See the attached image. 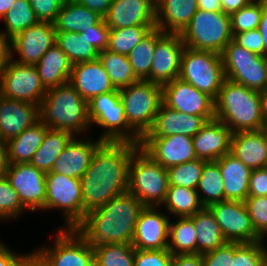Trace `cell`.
<instances>
[{
  "label": "cell",
  "instance_id": "cell-40",
  "mask_svg": "<svg viewBox=\"0 0 267 266\" xmlns=\"http://www.w3.org/2000/svg\"><path fill=\"white\" fill-rule=\"evenodd\" d=\"M157 42V28H153L127 55L138 80L150 77L151 63Z\"/></svg>",
  "mask_w": 267,
  "mask_h": 266
},
{
  "label": "cell",
  "instance_id": "cell-30",
  "mask_svg": "<svg viewBox=\"0 0 267 266\" xmlns=\"http://www.w3.org/2000/svg\"><path fill=\"white\" fill-rule=\"evenodd\" d=\"M35 66L46 90L69 82L72 63L56 43Z\"/></svg>",
  "mask_w": 267,
  "mask_h": 266
},
{
  "label": "cell",
  "instance_id": "cell-56",
  "mask_svg": "<svg viewBox=\"0 0 267 266\" xmlns=\"http://www.w3.org/2000/svg\"><path fill=\"white\" fill-rule=\"evenodd\" d=\"M4 243L0 245V266H17L25 256V254L18 255L16 252L12 251Z\"/></svg>",
  "mask_w": 267,
  "mask_h": 266
},
{
  "label": "cell",
  "instance_id": "cell-12",
  "mask_svg": "<svg viewBox=\"0 0 267 266\" xmlns=\"http://www.w3.org/2000/svg\"><path fill=\"white\" fill-rule=\"evenodd\" d=\"M57 231L54 246L36 250L49 266H95L93 246L75 228Z\"/></svg>",
  "mask_w": 267,
  "mask_h": 266
},
{
  "label": "cell",
  "instance_id": "cell-32",
  "mask_svg": "<svg viewBox=\"0 0 267 266\" xmlns=\"http://www.w3.org/2000/svg\"><path fill=\"white\" fill-rule=\"evenodd\" d=\"M48 129L49 127L39 120L17 137L8 140L6 142L8 164L30 163Z\"/></svg>",
  "mask_w": 267,
  "mask_h": 266
},
{
  "label": "cell",
  "instance_id": "cell-63",
  "mask_svg": "<svg viewBox=\"0 0 267 266\" xmlns=\"http://www.w3.org/2000/svg\"><path fill=\"white\" fill-rule=\"evenodd\" d=\"M26 266H49L45 260L34 250L26 254Z\"/></svg>",
  "mask_w": 267,
  "mask_h": 266
},
{
  "label": "cell",
  "instance_id": "cell-68",
  "mask_svg": "<svg viewBox=\"0 0 267 266\" xmlns=\"http://www.w3.org/2000/svg\"><path fill=\"white\" fill-rule=\"evenodd\" d=\"M0 140H3V139H2V134H1V131H0Z\"/></svg>",
  "mask_w": 267,
  "mask_h": 266
},
{
  "label": "cell",
  "instance_id": "cell-2",
  "mask_svg": "<svg viewBox=\"0 0 267 266\" xmlns=\"http://www.w3.org/2000/svg\"><path fill=\"white\" fill-rule=\"evenodd\" d=\"M145 205L129 191L86 213L75 230L93 247L132 244L135 227Z\"/></svg>",
  "mask_w": 267,
  "mask_h": 266
},
{
  "label": "cell",
  "instance_id": "cell-25",
  "mask_svg": "<svg viewBox=\"0 0 267 266\" xmlns=\"http://www.w3.org/2000/svg\"><path fill=\"white\" fill-rule=\"evenodd\" d=\"M207 121L204 116L187 115L161 103L152 128L143 137H166L173 134L193 137Z\"/></svg>",
  "mask_w": 267,
  "mask_h": 266
},
{
  "label": "cell",
  "instance_id": "cell-69",
  "mask_svg": "<svg viewBox=\"0 0 267 266\" xmlns=\"http://www.w3.org/2000/svg\"><path fill=\"white\" fill-rule=\"evenodd\" d=\"M266 142H267V129H266ZM266 167H267V164H266Z\"/></svg>",
  "mask_w": 267,
  "mask_h": 266
},
{
  "label": "cell",
  "instance_id": "cell-57",
  "mask_svg": "<svg viewBox=\"0 0 267 266\" xmlns=\"http://www.w3.org/2000/svg\"><path fill=\"white\" fill-rule=\"evenodd\" d=\"M83 6H86L93 12L99 14L103 18L109 11L113 0H75Z\"/></svg>",
  "mask_w": 267,
  "mask_h": 266
},
{
  "label": "cell",
  "instance_id": "cell-33",
  "mask_svg": "<svg viewBox=\"0 0 267 266\" xmlns=\"http://www.w3.org/2000/svg\"><path fill=\"white\" fill-rule=\"evenodd\" d=\"M189 218L193 221L196 229L197 254L203 255L214 251L227 242L215 216L208 207H204Z\"/></svg>",
  "mask_w": 267,
  "mask_h": 266
},
{
  "label": "cell",
  "instance_id": "cell-39",
  "mask_svg": "<svg viewBox=\"0 0 267 266\" xmlns=\"http://www.w3.org/2000/svg\"><path fill=\"white\" fill-rule=\"evenodd\" d=\"M56 44L72 64L96 60L100 54L80 33L56 32Z\"/></svg>",
  "mask_w": 267,
  "mask_h": 266
},
{
  "label": "cell",
  "instance_id": "cell-19",
  "mask_svg": "<svg viewBox=\"0 0 267 266\" xmlns=\"http://www.w3.org/2000/svg\"><path fill=\"white\" fill-rule=\"evenodd\" d=\"M54 43V23L39 21L11 39L12 53L19 55L12 60L24 65H36Z\"/></svg>",
  "mask_w": 267,
  "mask_h": 266
},
{
  "label": "cell",
  "instance_id": "cell-31",
  "mask_svg": "<svg viewBox=\"0 0 267 266\" xmlns=\"http://www.w3.org/2000/svg\"><path fill=\"white\" fill-rule=\"evenodd\" d=\"M103 17L75 0H66L54 22L56 32H85L99 24Z\"/></svg>",
  "mask_w": 267,
  "mask_h": 266
},
{
  "label": "cell",
  "instance_id": "cell-38",
  "mask_svg": "<svg viewBox=\"0 0 267 266\" xmlns=\"http://www.w3.org/2000/svg\"><path fill=\"white\" fill-rule=\"evenodd\" d=\"M98 59L109 75L115 89L126 88L138 81L126 55L114 53L106 49L100 51Z\"/></svg>",
  "mask_w": 267,
  "mask_h": 266
},
{
  "label": "cell",
  "instance_id": "cell-23",
  "mask_svg": "<svg viewBox=\"0 0 267 266\" xmlns=\"http://www.w3.org/2000/svg\"><path fill=\"white\" fill-rule=\"evenodd\" d=\"M232 131L223 122L214 118L208 120L192 137L198 159L215 161L230 152Z\"/></svg>",
  "mask_w": 267,
  "mask_h": 266
},
{
  "label": "cell",
  "instance_id": "cell-11",
  "mask_svg": "<svg viewBox=\"0 0 267 266\" xmlns=\"http://www.w3.org/2000/svg\"><path fill=\"white\" fill-rule=\"evenodd\" d=\"M63 211L65 228H75L83 220V201L80 179L54 172L46 173V209Z\"/></svg>",
  "mask_w": 267,
  "mask_h": 266
},
{
  "label": "cell",
  "instance_id": "cell-66",
  "mask_svg": "<svg viewBox=\"0 0 267 266\" xmlns=\"http://www.w3.org/2000/svg\"><path fill=\"white\" fill-rule=\"evenodd\" d=\"M17 266H26V254L23 257L22 261Z\"/></svg>",
  "mask_w": 267,
  "mask_h": 266
},
{
  "label": "cell",
  "instance_id": "cell-16",
  "mask_svg": "<svg viewBox=\"0 0 267 266\" xmlns=\"http://www.w3.org/2000/svg\"><path fill=\"white\" fill-rule=\"evenodd\" d=\"M185 44L178 33H164L157 28V42L147 81L161 86L179 77Z\"/></svg>",
  "mask_w": 267,
  "mask_h": 266
},
{
  "label": "cell",
  "instance_id": "cell-48",
  "mask_svg": "<svg viewBox=\"0 0 267 266\" xmlns=\"http://www.w3.org/2000/svg\"><path fill=\"white\" fill-rule=\"evenodd\" d=\"M256 234L267 237V196L247 197L244 201Z\"/></svg>",
  "mask_w": 267,
  "mask_h": 266
},
{
  "label": "cell",
  "instance_id": "cell-17",
  "mask_svg": "<svg viewBox=\"0 0 267 266\" xmlns=\"http://www.w3.org/2000/svg\"><path fill=\"white\" fill-rule=\"evenodd\" d=\"M4 176L18 193L22 205L32 212L45 210L46 173L30 163L8 164Z\"/></svg>",
  "mask_w": 267,
  "mask_h": 266
},
{
  "label": "cell",
  "instance_id": "cell-5",
  "mask_svg": "<svg viewBox=\"0 0 267 266\" xmlns=\"http://www.w3.org/2000/svg\"><path fill=\"white\" fill-rule=\"evenodd\" d=\"M168 188L167 169L139 148L129 164L128 191L145 206L160 207Z\"/></svg>",
  "mask_w": 267,
  "mask_h": 266
},
{
  "label": "cell",
  "instance_id": "cell-36",
  "mask_svg": "<svg viewBox=\"0 0 267 266\" xmlns=\"http://www.w3.org/2000/svg\"><path fill=\"white\" fill-rule=\"evenodd\" d=\"M194 223L189 217H178L169 223L167 249L173 255L197 254Z\"/></svg>",
  "mask_w": 267,
  "mask_h": 266
},
{
  "label": "cell",
  "instance_id": "cell-46",
  "mask_svg": "<svg viewBox=\"0 0 267 266\" xmlns=\"http://www.w3.org/2000/svg\"><path fill=\"white\" fill-rule=\"evenodd\" d=\"M26 210L5 176L0 177V220L14 219Z\"/></svg>",
  "mask_w": 267,
  "mask_h": 266
},
{
  "label": "cell",
  "instance_id": "cell-58",
  "mask_svg": "<svg viewBox=\"0 0 267 266\" xmlns=\"http://www.w3.org/2000/svg\"><path fill=\"white\" fill-rule=\"evenodd\" d=\"M171 266H203L202 255L199 254L173 255Z\"/></svg>",
  "mask_w": 267,
  "mask_h": 266
},
{
  "label": "cell",
  "instance_id": "cell-60",
  "mask_svg": "<svg viewBox=\"0 0 267 266\" xmlns=\"http://www.w3.org/2000/svg\"><path fill=\"white\" fill-rule=\"evenodd\" d=\"M258 30L263 38L264 57H267V0H263V12L258 25Z\"/></svg>",
  "mask_w": 267,
  "mask_h": 266
},
{
  "label": "cell",
  "instance_id": "cell-28",
  "mask_svg": "<svg viewBox=\"0 0 267 266\" xmlns=\"http://www.w3.org/2000/svg\"><path fill=\"white\" fill-rule=\"evenodd\" d=\"M156 28L181 34L198 11L197 0H155Z\"/></svg>",
  "mask_w": 267,
  "mask_h": 266
},
{
  "label": "cell",
  "instance_id": "cell-35",
  "mask_svg": "<svg viewBox=\"0 0 267 266\" xmlns=\"http://www.w3.org/2000/svg\"><path fill=\"white\" fill-rule=\"evenodd\" d=\"M162 205L177 218L193 216L204 208L196 189L181 186H169Z\"/></svg>",
  "mask_w": 267,
  "mask_h": 266
},
{
  "label": "cell",
  "instance_id": "cell-10",
  "mask_svg": "<svg viewBox=\"0 0 267 266\" xmlns=\"http://www.w3.org/2000/svg\"><path fill=\"white\" fill-rule=\"evenodd\" d=\"M221 57L227 79L259 92L267 88V57L246 50L233 40Z\"/></svg>",
  "mask_w": 267,
  "mask_h": 266
},
{
  "label": "cell",
  "instance_id": "cell-61",
  "mask_svg": "<svg viewBox=\"0 0 267 266\" xmlns=\"http://www.w3.org/2000/svg\"><path fill=\"white\" fill-rule=\"evenodd\" d=\"M197 6L204 11H222L221 0H197Z\"/></svg>",
  "mask_w": 267,
  "mask_h": 266
},
{
  "label": "cell",
  "instance_id": "cell-47",
  "mask_svg": "<svg viewBox=\"0 0 267 266\" xmlns=\"http://www.w3.org/2000/svg\"><path fill=\"white\" fill-rule=\"evenodd\" d=\"M264 240L254 243H235L234 259L232 266H260L261 261L267 255Z\"/></svg>",
  "mask_w": 267,
  "mask_h": 266
},
{
  "label": "cell",
  "instance_id": "cell-54",
  "mask_svg": "<svg viewBox=\"0 0 267 266\" xmlns=\"http://www.w3.org/2000/svg\"><path fill=\"white\" fill-rule=\"evenodd\" d=\"M267 196V167L254 169L251 172L248 197Z\"/></svg>",
  "mask_w": 267,
  "mask_h": 266
},
{
  "label": "cell",
  "instance_id": "cell-45",
  "mask_svg": "<svg viewBox=\"0 0 267 266\" xmlns=\"http://www.w3.org/2000/svg\"><path fill=\"white\" fill-rule=\"evenodd\" d=\"M263 12V0H252L230 15L232 34L258 29Z\"/></svg>",
  "mask_w": 267,
  "mask_h": 266
},
{
  "label": "cell",
  "instance_id": "cell-4",
  "mask_svg": "<svg viewBox=\"0 0 267 266\" xmlns=\"http://www.w3.org/2000/svg\"><path fill=\"white\" fill-rule=\"evenodd\" d=\"M39 120L51 129L73 136H79L91 126L87 102L70 82L47 90L39 105Z\"/></svg>",
  "mask_w": 267,
  "mask_h": 266
},
{
  "label": "cell",
  "instance_id": "cell-21",
  "mask_svg": "<svg viewBox=\"0 0 267 266\" xmlns=\"http://www.w3.org/2000/svg\"><path fill=\"white\" fill-rule=\"evenodd\" d=\"M103 19L110 29L156 26L155 0H113Z\"/></svg>",
  "mask_w": 267,
  "mask_h": 266
},
{
  "label": "cell",
  "instance_id": "cell-26",
  "mask_svg": "<svg viewBox=\"0 0 267 266\" xmlns=\"http://www.w3.org/2000/svg\"><path fill=\"white\" fill-rule=\"evenodd\" d=\"M103 142L100 138L93 142L91 139L78 140L74 136L56 158L50 172L80 179L89 167L97 148Z\"/></svg>",
  "mask_w": 267,
  "mask_h": 266
},
{
  "label": "cell",
  "instance_id": "cell-44",
  "mask_svg": "<svg viewBox=\"0 0 267 266\" xmlns=\"http://www.w3.org/2000/svg\"><path fill=\"white\" fill-rule=\"evenodd\" d=\"M205 160L195 159L167 168L169 186L197 189Z\"/></svg>",
  "mask_w": 267,
  "mask_h": 266
},
{
  "label": "cell",
  "instance_id": "cell-53",
  "mask_svg": "<svg viewBox=\"0 0 267 266\" xmlns=\"http://www.w3.org/2000/svg\"><path fill=\"white\" fill-rule=\"evenodd\" d=\"M233 41L246 50L264 56L263 38L258 29L234 34Z\"/></svg>",
  "mask_w": 267,
  "mask_h": 266
},
{
  "label": "cell",
  "instance_id": "cell-42",
  "mask_svg": "<svg viewBox=\"0 0 267 266\" xmlns=\"http://www.w3.org/2000/svg\"><path fill=\"white\" fill-rule=\"evenodd\" d=\"M95 266H134L132 244H101L93 247Z\"/></svg>",
  "mask_w": 267,
  "mask_h": 266
},
{
  "label": "cell",
  "instance_id": "cell-50",
  "mask_svg": "<svg viewBox=\"0 0 267 266\" xmlns=\"http://www.w3.org/2000/svg\"><path fill=\"white\" fill-rule=\"evenodd\" d=\"M65 1L66 0H29V3L39 21L54 23Z\"/></svg>",
  "mask_w": 267,
  "mask_h": 266
},
{
  "label": "cell",
  "instance_id": "cell-65",
  "mask_svg": "<svg viewBox=\"0 0 267 266\" xmlns=\"http://www.w3.org/2000/svg\"><path fill=\"white\" fill-rule=\"evenodd\" d=\"M16 0H0V19L11 9Z\"/></svg>",
  "mask_w": 267,
  "mask_h": 266
},
{
  "label": "cell",
  "instance_id": "cell-29",
  "mask_svg": "<svg viewBox=\"0 0 267 266\" xmlns=\"http://www.w3.org/2000/svg\"><path fill=\"white\" fill-rule=\"evenodd\" d=\"M216 161L222 174L224 201L244 202L248 197L249 179L252 169L244 165L230 152Z\"/></svg>",
  "mask_w": 267,
  "mask_h": 266
},
{
  "label": "cell",
  "instance_id": "cell-7",
  "mask_svg": "<svg viewBox=\"0 0 267 266\" xmlns=\"http://www.w3.org/2000/svg\"><path fill=\"white\" fill-rule=\"evenodd\" d=\"M119 94L128 125L142 138L152 128L162 103V86L138 80Z\"/></svg>",
  "mask_w": 267,
  "mask_h": 266
},
{
  "label": "cell",
  "instance_id": "cell-1",
  "mask_svg": "<svg viewBox=\"0 0 267 266\" xmlns=\"http://www.w3.org/2000/svg\"><path fill=\"white\" fill-rule=\"evenodd\" d=\"M140 144L104 141L80 178L83 219L87 212L128 191L129 164Z\"/></svg>",
  "mask_w": 267,
  "mask_h": 266
},
{
  "label": "cell",
  "instance_id": "cell-13",
  "mask_svg": "<svg viewBox=\"0 0 267 266\" xmlns=\"http://www.w3.org/2000/svg\"><path fill=\"white\" fill-rule=\"evenodd\" d=\"M46 93L35 65L11 60L0 71V94L6 98L39 106Z\"/></svg>",
  "mask_w": 267,
  "mask_h": 266
},
{
  "label": "cell",
  "instance_id": "cell-27",
  "mask_svg": "<svg viewBox=\"0 0 267 266\" xmlns=\"http://www.w3.org/2000/svg\"><path fill=\"white\" fill-rule=\"evenodd\" d=\"M230 153L252 170L265 168L267 164L266 128L234 133Z\"/></svg>",
  "mask_w": 267,
  "mask_h": 266
},
{
  "label": "cell",
  "instance_id": "cell-8",
  "mask_svg": "<svg viewBox=\"0 0 267 266\" xmlns=\"http://www.w3.org/2000/svg\"><path fill=\"white\" fill-rule=\"evenodd\" d=\"M87 105L90 124L105 128L99 137L101 140L140 144L141 137L126 121L119 90L95 96Z\"/></svg>",
  "mask_w": 267,
  "mask_h": 266
},
{
  "label": "cell",
  "instance_id": "cell-14",
  "mask_svg": "<svg viewBox=\"0 0 267 266\" xmlns=\"http://www.w3.org/2000/svg\"><path fill=\"white\" fill-rule=\"evenodd\" d=\"M162 103L187 115L215 118V100L179 77L162 86Z\"/></svg>",
  "mask_w": 267,
  "mask_h": 266
},
{
  "label": "cell",
  "instance_id": "cell-64",
  "mask_svg": "<svg viewBox=\"0 0 267 266\" xmlns=\"http://www.w3.org/2000/svg\"><path fill=\"white\" fill-rule=\"evenodd\" d=\"M261 99V113L265 128L267 129V88L259 92Z\"/></svg>",
  "mask_w": 267,
  "mask_h": 266
},
{
  "label": "cell",
  "instance_id": "cell-37",
  "mask_svg": "<svg viewBox=\"0 0 267 266\" xmlns=\"http://www.w3.org/2000/svg\"><path fill=\"white\" fill-rule=\"evenodd\" d=\"M196 190L204 207L224 201L223 179L216 160L205 162Z\"/></svg>",
  "mask_w": 267,
  "mask_h": 266
},
{
  "label": "cell",
  "instance_id": "cell-3",
  "mask_svg": "<svg viewBox=\"0 0 267 266\" xmlns=\"http://www.w3.org/2000/svg\"><path fill=\"white\" fill-rule=\"evenodd\" d=\"M215 118L233 134L264 129L259 91L226 78L215 99Z\"/></svg>",
  "mask_w": 267,
  "mask_h": 266
},
{
  "label": "cell",
  "instance_id": "cell-67",
  "mask_svg": "<svg viewBox=\"0 0 267 266\" xmlns=\"http://www.w3.org/2000/svg\"><path fill=\"white\" fill-rule=\"evenodd\" d=\"M260 266H267V255L261 261Z\"/></svg>",
  "mask_w": 267,
  "mask_h": 266
},
{
  "label": "cell",
  "instance_id": "cell-49",
  "mask_svg": "<svg viewBox=\"0 0 267 266\" xmlns=\"http://www.w3.org/2000/svg\"><path fill=\"white\" fill-rule=\"evenodd\" d=\"M173 254L168 249L139 250L135 248L134 266H171Z\"/></svg>",
  "mask_w": 267,
  "mask_h": 266
},
{
  "label": "cell",
  "instance_id": "cell-62",
  "mask_svg": "<svg viewBox=\"0 0 267 266\" xmlns=\"http://www.w3.org/2000/svg\"><path fill=\"white\" fill-rule=\"evenodd\" d=\"M7 167V143L4 140H0V177L4 176Z\"/></svg>",
  "mask_w": 267,
  "mask_h": 266
},
{
  "label": "cell",
  "instance_id": "cell-24",
  "mask_svg": "<svg viewBox=\"0 0 267 266\" xmlns=\"http://www.w3.org/2000/svg\"><path fill=\"white\" fill-rule=\"evenodd\" d=\"M39 121V106L9 99L0 94V131L8 141Z\"/></svg>",
  "mask_w": 267,
  "mask_h": 266
},
{
  "label": "cell",
  "instance_id": "cell-52",
  "mask_svg": "<svg viewBox=\"0 0 267 266\" xmlns=\"http://www.w3.org/2000/svg\"><path fill=\"white\" fill-rule=\"evenodd\" d=\"M110 28L106 25L103 19L99 24L92 26L85 32H80L85 36L91 45H93L99 52L104 51L109 46Z\"/></svg>",
  "mask_w": 267,
  "mask_h": 266
},
{
  "label": "cell",
  "instance_id": "cell-43",
  "mask_svg": "<svg viewBox=\"0 0 267 266\" xmlns=\"http://www.w3.org/2000/svg\"><path fill=\"white\" fill-rule=\"evenodd\" d=\"M156 26H131L110 29L108 50L121 55L130 51Z\"/></svg>",
  "mask_w": 267,
  "mask_h": 266
},
{
  "label": "cell",
  "instance_id": "cell-6",
  "mask_svg": "<svg viewBox=\"0 0 267 266\" xmlns=\"http://www.w3.org/2000/svg\"><path fill=\"white\" fill-rule=\"evenodd\" d=\"M180 35L185 47L221 54L233 40L230 15L198 9Z\"/></svg>",
  "mask_w": 267,
  "mask_h": 266
},
{
  "label": "cell",
  "instance_id": "cell-20",
  "mask_svg": "<svg viewBox=\"0 0 267 266\" xmlns=\"http://www.w3.org/2000/svg\"><path fill=\"white\" fill-rule=\"evenodd\" d=\"M159 207L145 206L141 211L132 240L134 248L139 250L167 249L169 234V216L160 213Z\"/></svg>",
  "mask_w": 267,
  "mask_h": 266
},
{
  "label": "cell",
  "instance_id": "cell-41",
  "mask_svg": "<svg viewBox=\"0 0 267 266\" xmlns=\"http://www.w3.org/2000/svg\"><path fill=\"white\" fill-rule=\"evenodd\" d=\"M1 19L6 27L2 32L11 39L39 22L29 0H16Z\"/></svg>",
  "mask_w": 267,
  "mask_h": 266
},
{
  "label": "cell",
  "instance_id": "cell-55",
  "mask_svg": "<svg viewBox=\"0 0 267 266\" xmlns=\"http://www.w3.org/2000/svg\"><path fill=\"white\" fill-rule=\"evenodd\" d=\"M11 38L0 31V71L12 60Z\"/></svg>",
  "mask_w": 267,
  "mask_h": 266
},
{
  "label": "cell",
  "instance_id": "cell-18",
  "mask_svg": "<svg viewBox=\"0 0 267 266\" xmlns=\"http://www.w3.org/2000/svg\"><path fill=\"white\" fill-rule=\"evenodd\" d=\"M140 148L166 169L197 159L192 137L186 135L142 137Z\"/></svg>",
  "mask_w": 267,
  "mask_h": 266
},
{
  "label": "cell",
  "instance_id": "cell-34",
  "mask_svg": "<svg viewBox=\"0 0 267 266\" xmlns=\"http://www.w3.org/2000/svg\"><path fill=\"white\" fill-rule=\"evenodd\" d=\"M73 137L69 132L49 128L30 164L45 173L50 172L54 161Z\"/></svg>",
  "mask_w": 267,
  "mask_h": 266
},
{
  "label": "cell",
  "instance_id": "cell-15",
  "mask_svg": "<svg viewBox=\"0 0 267 266\" xmlns=\"http://www.w3.org/2000/svg\"><path fill=\"white\" fill-rule=\"evenodd\" d=\"M208 208L227 242L254 243L262 240L254 230L244 202L225 200Z\"/></svg>",
  "mask_w": 267,
  "mask_h": 266
},
{
  "label": "cell",
  "instance_id": "cell-22",
  "mask_svg": "<svg viewBox=\"0 0 267 266\" xmlns=\"http://www.w3.org/2000/svg\"><path fill=\"white\" fill-rule=\"evenodd\" d=\"M69 82L87 103L116 90L99 59L72 64Z\"/></svg>",
  "mask_w": 267,
  "mask_h": 266
},
{
  "label": "cell",
  "instance_id": "cell-59",
  "mask_svg": "<svg viewBox=\"0 0 267 266\" xmlns=\"http://www.w3.org/2000/svg\"><path fill=\"white\" fill-rule=\"evenodd\" d=\"M252 0H221L222 11L231 15L233 12L247 6Z\"/></svg>",
  "mask_w": 267,
  "mask_h": 266
},
{
  "label": "cell",
  "instance_id": "cell-9",
  "mask_svg": "<svg viewBox=\"0 0 267 266\" xmlns=\"http://www.w3.org/2000/svg\"><path fill=\"white\" fill-rule=\"evenodd\" d=\"M179 78L215 100L226 79L221 54L185 47Z\"/></svg>",
  "mask_w": 267,
  "mask_h": 266
},
{
  "label": "cell",
  "instance_id": "cell-51",
  "mask_svg": "<svg viewBox=\"0 0 267 266\" xmlns=\"http://www.w3.org/2000/svg\"><path fill=\"white\" fill-rule=\"evenodd\" d=\"M203 266H232L234 259V242H226L214 251L202 255Z\"/></svg>",
  "mask_w": 267,
  "mask_h": 266
}]
</instances>
